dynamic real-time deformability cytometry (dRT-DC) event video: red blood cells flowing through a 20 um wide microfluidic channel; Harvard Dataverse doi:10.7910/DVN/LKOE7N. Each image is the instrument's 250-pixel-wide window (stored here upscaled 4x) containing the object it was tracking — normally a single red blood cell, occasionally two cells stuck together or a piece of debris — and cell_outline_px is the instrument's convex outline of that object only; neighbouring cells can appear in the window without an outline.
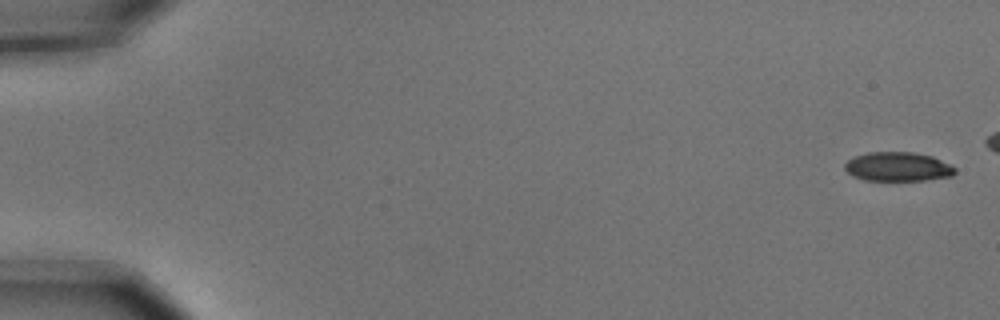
{"species": "common noctule bat (a hibernating species)", "species_latin": "Nyctalus noctula", "temperature_condition": "cold", "stored_images_in_passage": 8, "camera_frame_rate_fps": 3000, "um_per_image_px": 0.085, "animal": {"sex": "male", "body_mass_g": 15.6}, "frame": {"image": 1, "passage_image": 1, "time_ms": 0.0, "image_size_px": [1000, 320], "cell_outline_px": [[956, 172], [952, 176], [924, 180], [864, 180], [852, 176], [844, 168], [844, 164], [848, 160], [856, 156], [868, 152], [912, 152], [932, 156], [956, 168]], "centroid_in_image_um": [76.3, 14.17], "position_along_channel_um": 8.7, "area_um2": 18.61}}
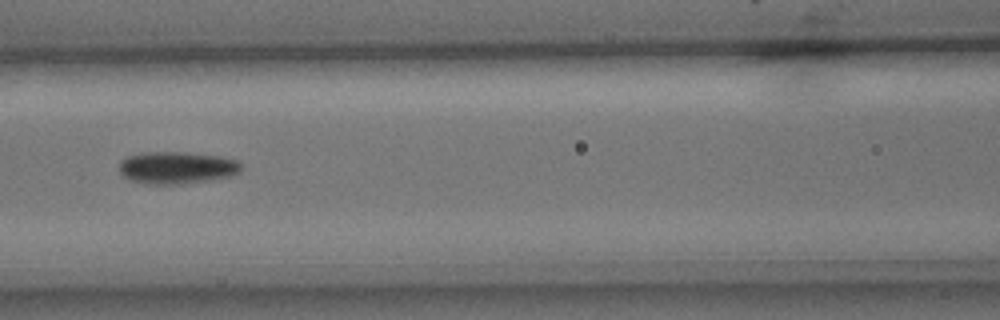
{"frame": {"image": 2, "passage_image": 7, "time_ms": 2.0, "image_size_px": [1000, 320], "cell_outline_px": [[240, 172], [232, 176], [212, 180], [180, 184], [148, 184], [132, 180], [124, 176], [120, 172], [120, 160], [128, 156], [140, 152], [184, 152], [220, 156], [236, 160], [240, 164]], "centroid_in_image_um": [15.03, 14.25], "position_along_channel_um": 151.6, "area_um2": 22.95}}
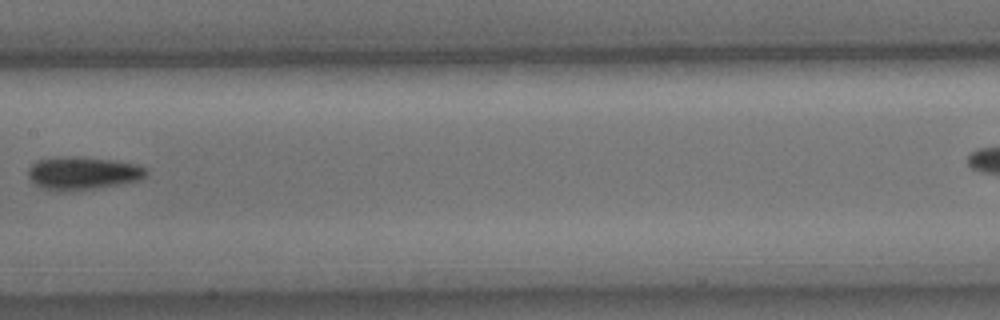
{"frame": {"image": 3, "passage_image": 8, "time_ms": 2.333, "image_size_px": [1000, 320], "cell_outline_px": [[148, 172], [140, 180], [92, 188], [56, 192], [44, 188], [36, 184], [28, 176], [28, 168], [32, 164], [40, 160], [64, 156], [68, 156], [116, 160], [140, 164], [148, 168]], "centroid_in_image_um": [7.07, 14.7], "position_along_channel_um": 200.3, "area_um2": 22.48}}